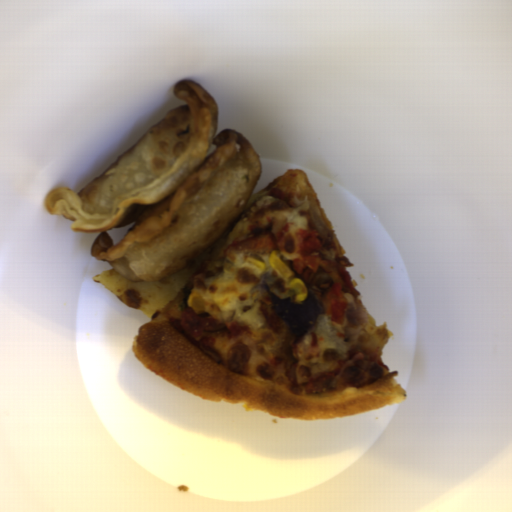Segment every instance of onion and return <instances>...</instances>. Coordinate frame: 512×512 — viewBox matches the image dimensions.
Here are the masks:
<instances>
[{
  "instance_id": "obj_1",
  "label": "onion",
  "mask_w": 512,
  "mask_h": 512,
  "mask_svg": "<svg viewBox=\"0 0 512 512\" xmlns=\"http://www.w3.org/2000/svg\"><path fill=\"white\" fill-rule=\"evenodd\" d=\"M262 287L269 294L273 309L288 324L293 337L299 338L316 328L318 315L323 313V308L311 293L307 291L301 303H294L291 297L280 299L271 291L268 283L263 282Z\"/></svg>"
}]
</instances>
